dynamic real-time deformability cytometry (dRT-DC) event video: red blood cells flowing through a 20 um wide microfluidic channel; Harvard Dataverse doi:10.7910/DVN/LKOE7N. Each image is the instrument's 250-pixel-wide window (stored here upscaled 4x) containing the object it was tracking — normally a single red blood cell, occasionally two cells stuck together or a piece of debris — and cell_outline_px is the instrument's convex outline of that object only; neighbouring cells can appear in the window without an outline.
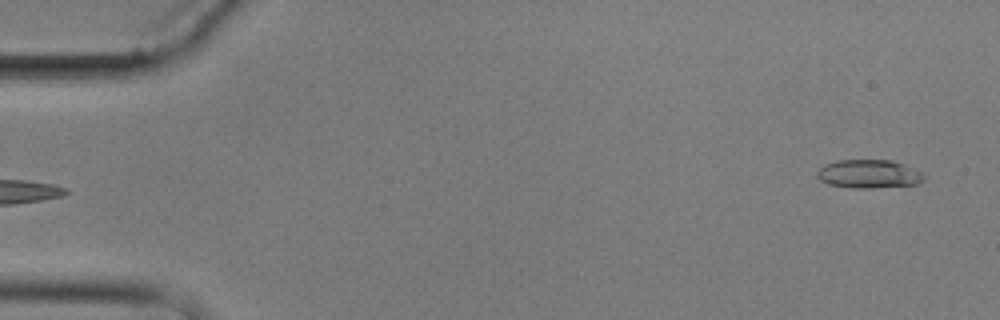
{"species": "common noctule bat (a hibernating species)", "species_latin": "Nyctalus noctula", "temperature_condition": "cold", "stored_images_in_passage": 5, "segment_of_instrument_passage": [2, 2], "camera_frame_rate_fps": 3000, "um_per_image_px": 0.085, "animal": {"sex": "male", "body_mass_g": 17.9}, "frame": {"image": 1, "passage_image": 5, "time_ms": 5.667, "image_size_px": [1000, 320], "cell_outline_px": [[924, 180], [916, 184], [872, 188], [852, 188], [828, 184], [820, 180], [816, 176], [816, 172], [824, 164], [836, 160], [892, 160], [920, 172], [924, 176]], "centroid_in_image_um": [73.79, 14.79], "position_along_channel_um": 11.2, "area_um2": 17.63}}